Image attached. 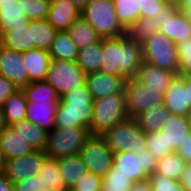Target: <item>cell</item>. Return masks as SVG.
Masks as SVG:
<instances>
[{
    "instance_id": "obj_1",
    "label": "cell",
    "mask_w": 191,
    "mask_h": 191,
    "mask_svg": "<svg viewBox=\"0 0 191 191\" xmlns=\"http://www.w3.org/2000/svg\"><path fill=\"white\" fill-rule=\"evenodd\" d=\"M102 61L100 72L135 78L143 63L142 47L126 35L116 38H102Z\"/></svg>"
},
{
    "instance_id": "obj_2",
    "label": "cell",
    "mask_w": 191,
    "mask_h": 191,
    "mask_svg": "<svg viewBox=\"0 0 191 191\" xmlns=\"http://www.w3.org/2000/svg\"><path fill=\"white\" fill-rule=\"evenodd\" d=\"M94 101L86 85L62 95L55 114V128L79 127L90 133Z\"/></svg>"
},
{
    "instance_id": "obj_3",
    "label": "cell",
    "mask_w": 191,
    "mask_h": 191,
    "mask_svg": "<svg viewBox=\"0 0 191 191\" xmlns=\"http://www.w3.org/2000/svg\"><path fill=\"white\" fill-rule=\"evenodd\" d=\"M100 38H116L126 34L114 9L113 0H90L81 11Z\"/></svg>"
},
{
    "instance_id": "obj_4",
    "label": "cell",
    "mask_w": 191,
    "mask_h": 191,
    "mask_svg": "<svg viewBox=\"0 0 191 191\" xmlns=\"http://www.w3.org/2000/svg\"><path fill=\"white\" fill-rule=\"evenodd\" d=\"M129 118L124 93L95 99L90 135H102L115 124Z\"/></svg>"
},
{
    "instance_id": "obj_5",
    "label": "cell",
    "mask_w": 191,
    "mask_h": 191,
    "mask_svg": "<svg viewBox=\"0 0 191 191\" xmlns=\"http://www.w3.org/2000/svg\"><path fill=\"white\" fill-rule=\"evenodd\" d=\"M101 136L114 153L130 151L137 154L146 150L145 132L134 118L115 124Z\"/></svg>"
},
{
    "instance_id": "obj_6",
    "label": "cell",
    "mask_w": 191,
    "mask_h": 191,
    "mask_svg": "<svg viewBox=\"0 0 191 191\" xmlns=\"http://www.w3.org/2000/svg\"><path fill=\"white\" fill-rule=\"evenodd\" d=\"M143 61L178 75L176 44L162 33L155 32L142 45Z\"/></svg>"
},
{
    "instance_id": "obj_7",
    "label": "cell",
    "mask_w": 191,
    "mask_h": 191,
    "mask_svg": "<svg viewBox=\"0 0 191 191\" xmlns=\"http://www.w3.org/2000/svg\"><path fill=\"white\" fill-rule=\"evenodd\" d=\"M89 136V130L85 128H54L52 131L48 132L47 144L44 152L47 157L55 159L79 154L82 145Z\"/></svg>"
},
{
    "instance_id": "obj_8",
    "label": "cell",
    "mask_w": 191,
    "mask_h": 191,
    "mask_svg": "<svg viewBox=\"0 0 191 191\" xmlns=\"http://www.w3.org/2000/svg\"><path fill=\"white\" fill-rule=\"evenodd\" d=\"M79 155L87 172L102 179L113 167L114 152L101 135H90L82 145Z\"/></svg>"
},
{
    "instance_id": "obj_9",
    "label": "cell",
    "mask_w": 191,
    "mask_h": 191,
    "mask_svg": "<svg viewBox=\"0 0 191 191\" xmlns=\"http://www.w3.org/2000/svg\"><path fill=\"white\" fill-rule=\"evenodd\" d=\"M85 76L75 61L51 59L45 81L53 87L60 98L71 90L84 86Z\"/></svg>"
},
{
    "instance_id": "obj_10",
    "label": "cell",
    "mask_w": 191,
    "mask_h": 191,
    "mask_svg": "<svg viewBox=\"0 0 191 191\" xmlns=\"http://www.w3.org/2000/svg\"><path fill=\"white\" fill-rule=\"evenodd\" d=\"M159 32L174 44L191 38V20L173 5H166L156 17L151 18Z\"/></svg>"
},
{
    "instance_id": "obj_11",
    "label": "cell",
    "mask_w": 191,
    "mask_h": 191,
    "mask_svg": "<svg viewBox=\"0 0 191 191\" xmlns=\"http://www.w3.org/2000/svg\"><path fill=\"white\" fill-rule=\"evenodd\" d=\"M157 160L148 150L133 154L130 151L114 153L113 166L117 172L131 176L134 182L148 178L156 170Z\"/></svg>"
},
{
    "instance_id": "obj_12",
    "label": "cell",
    "mask_w": 191,
    "mask_h": 191,
    "mask_svg": "<svg viewBox=\"0 0 191 191\" xmlns=\"http://www.w3.org/2000/svg\"><path fill=\"white\" fill-rule=\"evenodd\" d=\"M124 95L129 118H135L149 108L163 104V94L159 90L145 87L135 78L126 80Z\"/></svg>"
},
{
    "instance_id": "obj_13",
    "label": "cell",
    "mask_w": 191,
    "mask_h": 191,
    "mask_svg": "<svg viewBox=\"0 0 191 191\" xmlns=\"http://www.w3.org/2000/svg\"><path fill=\"white\" fill-rule=\"evenodd\" d=\"M46 158L43 150H34L21 157L5 160L4 175L12 183L26 180L38 174Z\"/></svg>"
},
{
    "instance_id": "obj_14",
    "label": "cell",
    "mask_w": 191,
    "mask_h": 191,
    "mask_svg": "<svg viewBox=\"0 0 191 191\" xmlns=\"http://www.w3.org/2000/svg\"><path fill=\"white\" fill-rule=\"evenodd\" d=\"M0 75L13 82L18 89L29 84L22 52L9 50L0 45Z\"/></svg>"
},
{
    "instance_id": "obj_15",
    "label": "cell",
    "mask_w": 191,
    "mask_h": 191,
    "mask_svg": "<svg viewBox=\"0 0 191 191\" xmlns=\"http://www.w3.org/2000/svg\"><path fill=\"white\" fill-rule=\"evenodd\" d=\"M126 78L102 73H89L85 76V85L93 95L94 100L108 96L124 93Z\"/></svg>"
},
{
    "instance_id": "obj_16",
    "label": "cell",
    "mask_w": 191,
    "mask_h": 191,
    "mask_svg": "<svg viewBox=\"0 0 191 191\" xmlns=\"http://www.w3.org/2000/svg\"><path fill=\"white\" fill-rule=\"evenodd\" d=\"M58 104L59 101L28 102L25 119L50 132L55 128L54 120Z\"/></svg>"
},
{
    "instance_id": "obj_17",
    "label": "cell",
    "mask_w": 191,
    "mask_h": 191,
    "mask_svg": "<svg viewBox=\"0 0 191 191\" xmlns=\"http://www.w3.org/2000/svg\"><path fill=\"white\" fill-rule=\"evenodd\" d=\"M164 106L173 114L186 116L190 112L185 88V76L176 75L163 94Z\"/></svg>"
},
{
    "instance_id": "obj_18",
    "label": "cell",
    "mask_w": 191,
    "mask_h": 191,
    "mask_svg": "<svg viewBox=\"0 0 191 191\" xmlns=\"http://www.w3.org/2000/svg\"><path fill=\"white\" fill-rule=\"evenodd\" d=\"M176 75L169 70L158 68L143 61L135 79L145 87L159 90V92L164 94Z\"/></svg>"
},
{
    "instance_id": "obj_19",
    "label": "cell",
    "mask_w": 191,
    "mask_h": 191,
    "mask_svg": "<svg viewBox=\"0 0 191 191\" xmlns=\"http://www.w3.org/2000/svg\"><path fill=\"white\" fill-rule=\"evenodd\" d=\"M30 20L23 14L20 0H0V33H7L18 27H27Z\"/></svg>"
},
{
    "instance_id": "obj_20",
    "label": "cell",
    "mask_w": 191,
    "mask_h": 191,
    "mask_svg": "<svg viewBox=\"0 0 191 191\" xmlns=\"http://www.w3.org/2000/svg\"><path fill=\"white\" fill-rule=\"evenodd\" d=\"M22 59L25 64L29 83L45 80L51 62L48 50L34 48L22 52Z\"/></svg>"
},
{
    "instance_id": "obj_21",
    "label": "cell",
    "mask_w": 191,
    "mask_h": 191,
    "mask_svg": "<svg viewBox=\"0 0 191 191\" xmlns=\"http://www.w3.org/2000/svg\"><path fill=\"white\" fill-rule=\"evenodd\" d=\"M159 132L164 138L166 147L172 153L176 152L178 145L190 133L186 116L171 113L168 120L161 126Z\"/></svg>"
},
{
    "instance_id": "obj_22",
    "label": "cell",
    "mask_w": 191,
    "mask_h": 191,
    "mask_svg": "<svg viewBox=\"0 0 191 191\" xmlns=\"http://www.w3.org/2000/svg\"><path fill=\"white\" fill-rule=\"evenodd\" d=\"M81 15L68 0H51V7L47 20L57 32L67 31L69 26Z\"/></svg>"
},
{
    "instance_id": "obj_23",
    "label": "cell",
    "mask_w": 191,
    "mask_h": 191,
    "mask_svg": "<svg viewBox=\"0 0 191 191\" xmlns=\"http://www.w3.org/2000/svg\"><path fill=\"white\" fill-rule=\"evenodd\" d=\"M0 150L5 160H8L26 155L35 149L22 135L7 126L0 132Z\"/></svg>"
},
{
    "instance_id": "obj_24",
    "label": "cell",
    "mask_w": 191,
    "mask_h": 191,
    "mask_svg": "<svg viewBox=\"0 0 191 191\" xmlns=\"http://www.w3.org/2000/svg\"><path fill=\"white\" fill-rule=\"evenodd\" d=\"M58 170L67 187V191L73 188L87 173L85 164L79 154L58 158Z\"/></svg>"
},
{
    "instance_id": "obj_25",
    "label": "cell",
    "mask_w": 191,
    "mask_h": 191,
    "mask_svg": "<svg viewBox=\"0 0 191 191\" xmlns=\"http://www.w3.org/2000/svg\"><path fill=\"white\" fill-rule=\"evenodd\" d=\"M78 50L98 42L101 38L83 16H79L66 31Z\"/></svg>"
},
{
    "instance_id": "obj_26",
    "label": "cell",
    "mask_w": 191,
    "mask_h": 191,
    "mask_svg": "<svg viewBox=\"0 0 191 191\" xmlns=\"http://www.w3.org/2000/svg\"><path fill=\"white\" fill-rule=\"evenodd\" d=\"M28 28H31V49L49 50L57 34L51 23L47 19L33 20Z\"/></svg>"
},
{
    "instance_id": "obj_27",
    "label": "cell",
    "mask_w": 191,
    "mask_h": 191,
    "mask_svg": "<svg viewBox=\"0 0 191 191\" xmlns=\"http://www.w3.org/2000/svg\"><path fill=\"white\" fill-rule=\"evenodd\" d=\"M9 127L22 135L35 150H45L48 138L45 129L33 125L27 119L13 122Z\"/></svg>"
},
{
    "instance_id": "obj_28",
    "label": "cell",
    "mask_w": 191,
    "mask_h": 191,
    "mask_svg": "<svg viewBox=\"0 0 191 191\" xmlns=\"http://www.w3.org/2000/svg\"><path fill=\"white\" fill-rule=\"evenodd\" d=\"M170 114L171 112L164 104H160L140 113L134 119L145 133H149L159 131L170 117Z\"/></svg>"
},
{
    "instance_id": "obj_29",
    "label": "cell",
    "mask_w": 191,
    "mask_h": 191,
    "mask_svg": "<svg viewBox=\"0 0 191 191\" xmlns=\"http://www.w3.org/2000/svg\"><path fill=\"white\" fill-rule=\"evenodd\" d=\"M102 57L101 38L98 42L78 50L75 62L85 74L96 73L100 71Z\"/></svg>"
},
{
    "instance_id": "obj_30",
    "label": "cell",
    "mask_w": 191,
    "mask_h": 191,
    "mask_svg": "<svg viewBox=\"0 0 191 191\" xmlns=\"http://www.w3.org/2000/svg\"><path fill=\"white\" fill-rule=\"evenodd\" d=\"M0 45L17 52L31 50V28L18 27L7 33H0Z\"/></svg>"
},
{
    "instance_id": "obj_31",
    "label": "cell",
    "mask_w": 191,
    "mask_h": 191,
    "mask_svg": "<svg viewBox=\"0 0 191 191\" xmlns=\"http://www.w3.org/2000/svg\"><path fill=\"white\" fill-rule=\"evenodd\" d=\"M27 100L22 89L16 90L2 106L5 121L9 126L13 122L26 118Z\"/></svg>"
},
{
    "instance_id": "obj_32",
    "label": "cell",
    "mask_w": 191,
    "mask_h": 191,
    "mask_svg": "<svg viewBox=\"0 0 191 191\" xmlns=\"http://www.w3.org/2000/svg\"><path fill=\"white\" fill-rule=\"evenodd\" d=\"M48 51L54 60L75 61L78 56V49L66 31L57 32Z\"/></svg>"
},
{
    "instance_id": "obj_33",
    "label": "cell",
    "mask_w": 191,
    "mask_h": 191,
    "mask_svg": "<svg viewBox=\"0 0 191 191\" xmlns=\"http://www.w3.org/2000/svg\"><path fill=\"white\" fill-rule=\"evenodd\" d=\"M187 166V162L178 153L173 152L157 161L155 172L179 181Z\"/></svg>"
},
{
    "instance_id": "obj_34",
    "label": "cell",
    "mask_w": 191,
    "mask_h": 191,
    "mask_svg": "<svg viewBox=\"0 0 191 191\" xmlns=\"http://www.w3.org/2000/svg\"><path fill=\"white\" fill-rule=\"evenodd\" d=\"M38 176L41 183L45 184V188L67 191V187L58 170V159L47 157L41 170L38 172Z\"/></svg>"
},
{
    "instance_id": "obj_35",
    "label": "cell",
    "mask_w": 191,
    "mask_h": 191,
    "mask_svg": "<svg viewBox=\"0 0 191 191\" xmlns=\"http://www.w3.org/2000/svg\"><path fill=\"white\" fill-rule=\"evenodd\" d=\"M22 90L25 93L27 102L60 101V98L57 95L56 91L45 80L31 82L23 87Z\"/></svg>"
},
{
    "instance_id": "obj_36",
    "label": "cell",
    "mask_w": 191,
    "mask_h": 191,
    "mask_svg": "<svg viewBox=\"0 0 191 191\" xmlns=\"http://www.w3.org/2000/svg\"><path fill=\"white\" fill-rule=\"evenodd\" d=\"M159 28L151 18H139L126 29V36L134 43L142 45Z\"/></svg>"
},
{
    "instance_id": "obj_37",
    "label": "cell",
    "mask_w": 191,
    "mask_h": 191,
    "mask_svg": "<svg viewBox=\"0 0 191 191\" xmlns=\"http://www.w3.org/2000/svg\"><path fill=\"white\" fill-rule=\"evenodd\" d=\"M113 4L117 19L125 29L140 18L137 0H113Z\"/></svg>"
},
{
    "instance_id": "obj_38",
    "label": "cell",
    "mask_w": 191,
    "mask_h": 191,
    "mask_svg": "<svg viewBox=\"0 0 191 191\" xmlns=\"http://www.w3.org/2000/svg\"><path fill=\"white\" fill-rule=\"evenodd\" d=\"M133 184L131 176L117 172L113 166L102 180L101 191H131Z\"/></svg>"
},
{
    "instance_id": "obj_39",
    "label": "cell",
    "mask_w": 191,
    "mask_h": 191,
    "mask_svg": "<svg viewBox=\"0 0 191 191\" xmlns=\"http://www.w3.org/2000/svg\"><path fill=\"white\" fill-rule=\"evenodd\" d=\"M23 2V14L30 21L47 19L51 0H20Z\"/></svg>"
},
{
    "instance_id": "obj_40",
    "label": "cell",
    "mask_w": 191,
    "mask_h": 191,
    "mask_svg": "<svg viewBox=\"0 0 191 191\" xmlns=\"http://www.w3.org/2000/svg\"><path fill=\"white\" fill-rule=\"evenodd\" d=\"M146 150H148L156 160H160L172 152L166 147L163 136L159 131L145 133Z\"/></svg>"
},
{
    "instance_id": "obj_41",
    "label": "cell",
    "mask_w": 191,
    "mask_h": 191,
    "mask_svg": "<svg viewBox=\"0 0 191 191\" xmlns=\"http://www.w3.org/2000/svg\"><path fill=\"white\" fill-rule=\"evenodd\" d=\"M178 75L191 76V38L176 44Z\"/></svg>"
},
{
    "instance_id": "obj_42",
    "label": "cell",
    "mask_w": 191,
    "mask_h": 191,
    "mask_svg": "<svg viewBox=\"0 0 191 191\" xmlns=\"http://www.w3.org/2000/svg\"><path fill=\"white\" fill-rule=\"evenodd\" d=\"M147 179L150 182L152 191H186L179 181L162 176L155 171Z\"/></svg>"
},
{
    "instance_id": "obj_43",
    "label": "cell",
    "mask_w": 191,
    "mask_h": 191,
    "mask_svg": "<svg viewBox=\"0 0 191 191\" xmlns=\"http://www.w3.org/2000/svg\"><path fill=\"white\" fill-rule=\"evenodd\" d=\"M102 178L93 173L87 172L76 183V185L68 191H101Z\"/></svg>"
},
{
    "instance_id": "obj_44",
    "label": "cell",
    "mask_w": 191,
    "mask_h": 191,
    "mask_svg": "<svg viewBox=\"0 0 191 191\" xmlns=\"http://www.w3.org/2000/svg\"><path fill=\"white\" fill-rule=\"evenodd\" d=\"M140 7V18H154L167 5L164 0H137Z\"/></svg>"
},
{
    "instance_id": "obj_45",
    "label": "cell",
    "mask_w": 191,
    "mask_h": 191,
    "mask_svg": "<svg viewBox=\"0 0 191 191\" xmlns=\"http://www.w3.org/2000/svg\"><path fill=\"white\" fill-rule=\"evenodd\" d=\"M14 191H42L45 189V184L41 183L37 175H33L26 180H21L13 183Z\"/></svg>"
},
{
    "instance_id": "obj_46",
    "label": "cell",
    "mask_w": 191,
    "mask_h": 191,
    "mask_svg": "<svg viewBox=\"0 0 191 191\" xmlns=\"http://www.w3.org/2000/svg\"><path fill=\"white\" fill-rule=\"evenodd\" d=\"M16 90H18V87L13 82L0 75V107Z\"/></svg>"
},
{
    "instance_id": "obj_47",
    "label": "cell",
    "mask_w": 191,
    "mask_h": 191,
    "mask_svg": "<svg viewBox=\"0 0 191 191\" xmlns=\"http://www.w3.org/2000/svg\"><path fill=\"white\" fill-rule=\"evenodd\" d=\"M176 153H178L187 162V165L191 163V134L190 133L187 136H185L184 141L178 145Z\"/></svg>"
},
{
    "instance_id": "obj_48",
    "label": "cell",
    "mask_w": 191,
    "mask_h": 191,
    "mask_svg": "<svg viewBox=\"0 0 191 191\" xmlns=\"http://www.w3.org/2000/svg\"><path fill=\"white\" fill-rule=\"evenodd\" d=\"M179 182L185 187L186 191H191V167L189 165L182 173Z\"/></svg>"
},
{
    "instance_id": "obj_49",
    "label": "cell",
    "mask_w": 191,
    "mask_h": 191,
    "mask_svg": "<svg viewBox=\"0 0 191 191\" xmlns=\"http://www.w3.org/2000/svg\"><path fill=\"white\" fill-rule=\"evenodd\" d=\"M131 191H152L150 182L148 179L142 181H136L132 185Z\"/></svg>"
},
{
    "instance_id": "obj_50",
    "label": "cell",
    "mask_w": 191,
    "mask_h": 191,
    "mask_svg": "<svg viewBox=\"0 0 191 191\" xmlns=\"http://www.w3.org/2000/svg\"><path fill=\"white\" fill-rule=\"evenodd\" d=\"M0 191H14L13 183L3 174L0 175Z\"/></svg>"
},
{
    "instance_id": "obj_51",
    "label": "cell",
    "mask_w": 191,
    "mask_h": 191,
    "mask_svg": "<svg viewBox=\"0 0 191 191\" xmlns=\"http://www.w3.org/2000/svg\"><path fill=\"white\" fill-rule=\"evenodd\" d=\"M185 88L187 89V101L191 111V76H185Z\"/></svg>"
},
{
    "instance_id": "obj_52",
    "label": "cell",
    "mask_w": 191,
    "mask_h": 191,
    "mask_svg": "<svg viewBox=\"0 0 191 191\" xmlns=\"http://www.w3.org/2000/svg\"><path fill=\"white\" fill-rule=\"evenodd\" d=\"M70 3H72L78 10L82 11L85 7V5L90 0H68Z\"/></svg>"
},
{
    "instance_id": "obj_53",
    "label": "cell",
    "mask_w": 191,
    "mask_h": 191,
    "mask_svg": "<svg viewBox=\"0 0 191 191\" xmlns=\"http://www.w3.org/2000/svg\"><path fill=\"white\" fill-rule=\"evenodd\" d=\"M7 126L8 125L5 121V116L3 114L2 107H0V132L3 131Z\"/></svg>"
},
{
    "instance_id": "obj_54",
    "label": "cell",
    "mask_w": 191,
    "mask_h": 191,
    "mask_svg": "<svg viewBox=\"0 0 191 191\" xmlns=\"http://www.w3.org/2000/svg\"><path fill=\"white\" fill-rule=\"evenodd\" d=\"M5 168V157L3 152L0 150V175L4 173Z\"/></svg>"
},
{
    "instance_id": "obj_55",
    "label": "cell",
    "mask_w": 191,
    "mask_h": 191,
    "mask_svg": "<svg viewBox=\"0 0 191 191\" xmlns=\"http://www.w3.org/2000/svg\"><path fill=\"white\" fill-rule=\"evenodd\" d=\"M188 4H191V0H179V3L176 6V8L182 10Z\"/></svg>"
},
{
    "instance_id": "obj_56",
    "label": "cell",
    "mask_w": 191,
    "mask_h": 191,
    "mask_svg": "<svg viewBox=\"0 0 191 191\" xmlns=\"http://www.w3.org/2000/svg\"><path fill=\"white\" fill-rule=\"evenodd\" d=\"M182 11L188 16V18L191 20V4L186 5Z\"/></svg>"
},
{
    "instance_id": "obj_57",
    "label": "cell",
    "mask_w": 191,
    "mask_h": 191,
    "mask_svg": "<svg viewBox=\"0 0 191 191\" xmlns=\"http://www.w3.org/2000/svg\"><path fill=\"white\" fill-rule=\"evenodd\" d=\"M164 2L167 4V5H173L174 7H176L179 3V0H164Z\"/></svg>"
},
{
    "instance_id": "obj_58",
    "label": "cell",
    "mask_w": 191,
    "mask_h": 191,
    "mask_svg": "<svg viewBox=\"0 0 191 191\" xmlns=\"http://www.w3.org/2000/svg\"><path fill=\"white\" fill-rule=\"evenodd\" d=\"M187 123H188V129L191 134V111L186 115Z\"/></svg>"
},
{
    "instance_id": "obj_59",
    "label": "cell",
    "mask_w": 191,
    "mask_h": 191,
    "mask_svg": "<svg viewBox=\"0 0 191 191\" xmlns=\"http://www.w3.org/2000/svg\"><path fill=\"white\" fill-rule=\"evenodd\" d=\"M42 191H64V190H52V189H50V188H45V189H43Z\"/></svg>"
}]
</instances>
